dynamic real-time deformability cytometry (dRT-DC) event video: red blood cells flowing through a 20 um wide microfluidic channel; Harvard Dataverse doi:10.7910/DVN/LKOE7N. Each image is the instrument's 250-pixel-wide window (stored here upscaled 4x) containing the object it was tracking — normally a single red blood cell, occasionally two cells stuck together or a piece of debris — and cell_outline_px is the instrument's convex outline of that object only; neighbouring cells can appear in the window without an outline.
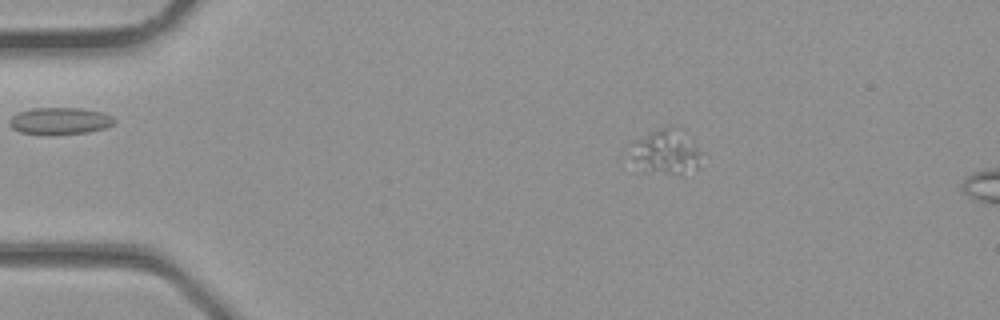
{"species": "common noctule bat (a hibernating species)", "species_latin": "Nyctalus noctula", "temperature_condition": "room temperature", "stored_images_in_passage": 4, "camera_frame_rate_fps": 3000, "um_per_image_px": 0.085, "animal": {"sex": "male", "body_mass_g": 23.1, "forearm_length_mm": 52.7}, "frame": {"image": 1, "passage_image": 2, "time_ms": 0.333, "image_size_px": [1000, 320], "cell_outline_px": [[700, 152], [696, 168], [684, 176], [640, 172], [624, 148], [628, 144], [652, 132], [672, 124], [676, 124], [684, 128]], "centroid_in_image_um": [56.52, 12.92], "position_along_channel_um": 28.5, "area_um2": 19.65}}